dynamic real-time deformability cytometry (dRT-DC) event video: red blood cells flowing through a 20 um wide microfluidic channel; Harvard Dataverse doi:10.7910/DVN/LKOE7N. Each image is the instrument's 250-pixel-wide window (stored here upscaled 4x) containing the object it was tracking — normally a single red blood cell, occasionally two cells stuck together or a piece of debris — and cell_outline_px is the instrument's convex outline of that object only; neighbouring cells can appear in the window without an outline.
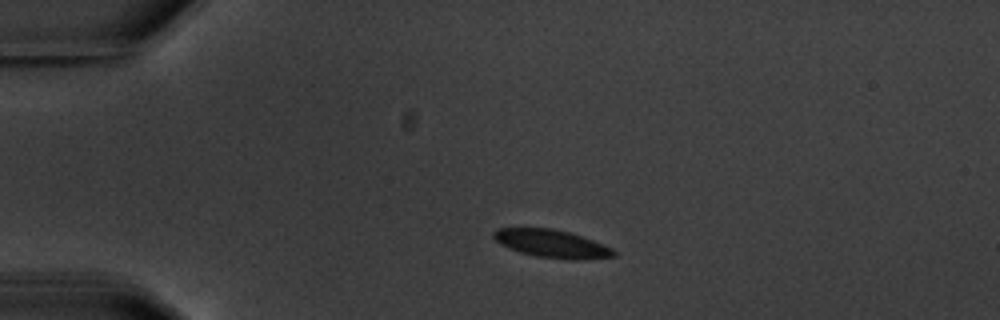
{"species": "common noctule bat (a hibernating species)", "species_latin": "Nyctalus noctula", "temperature_condition": "warm", "stored_images_in_passage": 12, "camera_frame_rate_fps": 3000, "um_per_image_px": 0.085, "animal": {"sex": "male", "body_mass_g": 20.1, "forearm_length_mm": 53.5}, "frame": {"image": 1, "passage_image": 1, "time_ms": 0.0, "image_size_px": [1000, 320], "cell_outline_px": [[616, 256], [584, 260], [572, 260], [536, 256], [520, 252], [508, 248], [500, 244], [492, 236], [492, 232], [496, 228], [552, 228], [568, 232], [592, 240], [612, 248], [616, 252]], "centroid_in_image_um": [46.88, 20.72], "position_along_channel_um": 38.1, "area_um2": 19.54}}
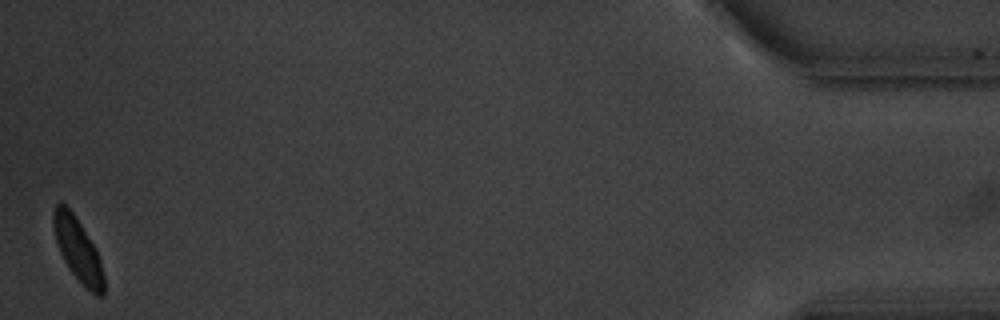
{"frame": {"image": 2, "passage_image": 12, "time_ms": 15.0, "image_size_px": [1000, 320], "cell_outline_px": [[104, 296], [96, 296], [72, 272], [64, 260], [60, 252], [56, 240], [52, 224], [52, 212], [56, 204], [60, 200], [72, 212], [96, 248], [100, 260], [104, 276]], "centroid_in_image_um": [6.61, 21.19], "position_along_channel_um": 428.6, "area_um2": 18.26}, "authors_computed_cell_mechanics": {"area_um2": 19.652, "velocity_mm_per_s": 3.4429, "shape_relaxation_time_tau1_ms": 2.8058, "shape_relaxation_time_tau2_ms": null, "deformation_change_tau1": 0.0839, "deformation_change_tau2": null}}